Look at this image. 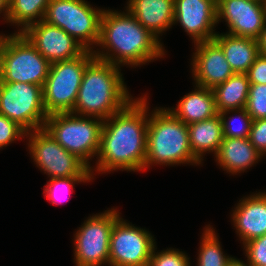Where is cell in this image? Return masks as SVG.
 Instances as JSON below:
<instances>
[{
    "mask_svg": "<svg viewBox=\"0 0 266 266\" xmlns=\"http://www.w3.org/2000/svg\"><path fill=\"white\" fill-rule=\"evenodd\" d=\"M137 99L104 120L95 168L98 172L145 169L150 114H147V98Z\"/></svg>",
    "mask_w": 266,
    "mask_h": 266,
    "instance_id": "cell-1",
    "label": "cell"
},
{
    "mask_svg": "<svg viewBox=\"0 0 266 266\" xmlns=\"http://www.w3.org/2000/svg\"><path fill=\"white\" fill-rule=\"evenodd\" d=\"M126 11L103 10L97 46L104 47L106 53L93 50L94 56L118 67L121 64L138 66L164 56L160 40Z\"/></svg>",
    "mask_w": 266,
    "mask_h": 266,
    "instance_id": "cell-2",
    "label": "cell"
},
{
    "mask_svg": "<svg viewBox=\"0 0 266 266\" xmlns=\"http://www.w3.org/2000/svg\"><path fill=\"white\" fill-rule=\"evenodd\" d=\"M119 68L94 57L86 66L71 113L105 120L133 100Z\"/></svg>",
    "mask_w": 266,
    "mask_h": 266,
    "instance_id": "cell-3",
    "label": "cell"
},
{
    "mask_svg": "<svg viewBox=\"0 0 266 266\" xmlns=\"http://www.w3.org/2000/svg\"><path fill=\"white\" fill-rule=\"evenodd\" d=\"M146 144L145 169L153 164H201L191 151L188 125L169 108L155 109L148 117Z\"/></svg>",
    "mask_w": 266,
    "mask_h": 266,
    "instance_id": "cell-4",
    "label": "cell"
},
{
    "mask_svg": "<svg viewBox=\"0 0 266 266\" xmlns=\"http://www.w3.org/2000/svg\"><path fill=\"white\" fill-rule=\"evenodd\" d=\"M51 63L22 33L0 35V82L44 85Z\"/></svg>",
    "mask_w": 266,
    "mask_h": 266,
    "instance_id": "cell-5",
    "label": "cell"
},
{
    "mask_svg": "<svg viewBox=\"0 0 266 266\" xmlns=\"http://www.w3.org/2000/svg\"><path fill=\"white\" fill-rule=\"evenodd\" d=\"M103 124L101 118L67 112L48 115L44 128L63 148L82 160L92 176L88 160L99 153Z\"/></svg>",
    "mask_w": 266,
    "mask_h": 266,
    "instance_id": "cell-6",
    "label": "cell"
},
{
    "mask_svg": "<svg viewBox=\"0 0 266 266\" xmlns=\"http://www.w3.org/2000/svg\"><path fill=\"white\" fill-rule=\"evenodd\" d=\"M94 57L93 51L86 50L76 58L51 63L42 87L47 115L73 111L86 66Z\"/></svg>",
    "mask_w": 266,
    "mask_h": 266,
    "instance_id": "cell-7",
    "label": "cell"
},
{
    "mask_svg": "<svg viewBox=\"0 0 266 266\" xmlns=\"http://www.w3.org/2000/svg\"><path fill=\"white\" fill-rule=\"evenodd\" d=\"M103 9L93 8L85 0H50L43 21L62 28L87 50L98 45Z\"/></svg>",
    "mask_w": 266,
    "mask_h": 266,
    "instance_id": "cell-8",
    "label": "cell"
},
{
    "mask_svg": "<svg viewBox=\"0 0 266 266\" xmlns=\"http://www.w3.org/2000/svg\"><path fill=\"white\" fill-rule=\"evenodd\" d=\"M0 114L26 132L44 128L48 117L42 86L23 82H0Z\"/></svg>",
    "mask_w": 266,
    "mask_h": 266,
    "instance_id": "cell-9",
    "label": "cell"
},
{
    "mask_svg": "<svg viewBox=\"0 0 266 266\" xmlns=\"http://www.w3.org/2000/svg\"><path fill=\"white\" fill-rule=\"evenodd\" d=\"M30 135V136H28ZM30 155L50 178L91 176L90 168L77 156L63 148L45 128L27 132Z\"/></svg>",
    "mask_w": 266,
    "mask_h": 266,
    "instance_id": "cell-10",
    "label": "cell"
},
{
    "mask_svg": "<svg viewBox=\"0 0 266 266\" xmlns=\"http://www.w3.org/2000/svg\"><path fill=\"white\" fill-rule=\"evenodd\" d=\"M120 213L114 208L88 217L75 233L74 254L76 266L109 264L110 234Z\"/></svg>",
    "mask_w": 266,
    "mask_h": 266,
    "instance_id": "cell-11",
    "label": "cell"
},
{
    "mask_svg": "<svg viewBox=\"0 0 266 266\" xmlns=\"http://www.w3.org/2000/svg\"><path fill=\"white\" fill-rule=\"evenodd\" d=\"M118 218L111 230L109 264L111 266H148L155 247L153 236Z\"/></svg>",
    "mask_w": 266,
    "mask_h": 266,
    "instance_id": "cell-12",
    "label": "cell"
},
{
    "mask_svg": "<svg viewBox=\"0 0 266 266\" xmlns=\"http://www.w3.org/2000/svg\"><path fill=\"white\" fill-rule=\"evenodd\" d=\"M22 34L50 63L76 58L87 50L62 28L43 20L28 26Z\"/></svg>",
    "mask_w": 266,
    "mask_h": 266,
    "instance_id": "cell-13",
    "label": "cell"
},
{
    "mask_svg": "<svg viewBox=\"0 0 266 266\" xmlns=\"http://www.w3.org/2000/svg\"><path fill=\"white\" fill-rule=\"evenodd\" d=\"M216 12L235 36L257 39L266 24V5L254 0H216Z\"/></svg>",
    "mask_w": 266,
    "mask_h": 266,
    "instance_id": "cell-14",
    "label": "cell"
},
{
    "mask_svg": "<svg viewBox=\"0 0 266 266\" xmlns=\"http://www.w3.org/2000/svg\"><path fill=\"white\" fill-rule=\"evenodd\" d=\"M180 22L195 43L213 40L216 0H175L174 24Z\"/></svg>",
    "mask_w": 266,
    "mask_h": 266,
    "instance_id": "cell-15",
    "label": "cell"
},
{
    "mask_svg": "<svg viewBox=\"0 0 266 266\" xmlns=\"http://www.w3.org/2000/svg\"><path fill=\"white\" fill-rule=\"evenodd\" d=\"M195 47L192 73L196 85L212 89L235 74L214 40L196 43Z\"/></svg>",
    "mask_w": 266,
    "mask_h": 266,
    "instance_id": "cell-16",
    "label": "cell"
},
{
    "mask_svg": "<svg viewBox=\"0 0 266 266\" xmlns=\"http://www.w3.org/2000/svg\"><path fill=\"white\" fill-rule=\"evenodd\" d=\"M240 201L233 210L232 220L245 244L266 234V193H255Z\"/></svg>",
    "mask_w": 266,
    "mask_h": 266,
    "instance_id": "cell-17",
    "label": "cell"
},
{
    "mask_svg": "<svg viewBox=\"0 0 266 266\" xmlns=\"http://www.w3.org/2000/svg\"><path fill=\"white\" fill-rule=\"evenodd\" d=\"M127 10L158 40L174 24L175 0H129Z\"/></svg>",
    "mask_w": 266,
    "mask_h": 266,
    "instance_id": "cell-18",
    "label": "cell"
},
{
    "mask_svg": "<svg viewBox=\"0 0 266 266\" xmlns=\"http://www.w3.org/2000/svg\"><path fill=\"white\" fill-rule=\"evenodd\" d=\"M216 161L227 173H241L258 162L262 155L250 143L249 138L223 137Z\"/></svg>",
    "mask_w": 266,
    "mask_h": 266,
    "instance_id": "cell-19",
    "label": "cell"
},
{
    "mask_svg": "<svg viewBox=\"0 0 266 266\" xmlns=\"http://www.w3.org/2000/svg\"><path fill=\"white\" fill-rule=\"evenodd\" d=\"M213 40L221 47L234 73L246 74L260 54L257 39L216 34Z\"/></svg>",
    "mask_w": 266,
    "mask_h": 266,
    "instance_id": "cell-20",
    "label": "cell"
},
{
    "mask_svg": "<svg viewBox=\"0 0 266 266\" xmlns=\"http://www.w3.org/2000/svg\"><path fill=\"white\" fill-rule=\"evenodd\" d=\"M169 109L178 119L189 125L210 119L218 114L212 89L196 85L176 106Z\"/></svg>",
    "mask_w": 266,
    "mask_h": 266,
    "instance_id": "cell-21",
    "label": "cell"
},
{
    "mask_svg": "<svg viewBox=\"0 0 266 266\" xmlns=\"http://www.w3.org/2000/svg\"><path fill=\"white\" fill-rule=\"evenodd\" d=\"M189 142L193 156L201 163L205 152L216 155L223 140L222 122L219 114L188 125Z\"/></svg>",
    "mask_w": 266,
    "mask_h": 266,
    "instance_id": "cell-22",
    "label": "cell"
},
{
    "mask_svg": "<svg viewBox=\"0 0 266 266\" xmlns=\"http://www.w3.org/2000/svg\"><path fill=\"white\" fill-rule=\"evenodd\" d=\"M250 81L247 74L235 73L225 82L212 88L218 113L245 108Z\"/></svg>",
    "mask_w": 266,
    "mask_h": 266,
    "instance_id": "cell-23",
    "label": "cell"
},
{
    "mask_svg": "<svg viewBox=\"0 0 266 266\" xmlns=\"http://www.w3.org/2000/svg\"><path fill=\"white\" fill-rule=\"evenodd\" d=\"M49 3L50 0H9L7 20L21 26L18 33H22L28 26L44 19Z\"/></svg>",
    "mask_w": 266,
    "mask_h": 266,
    "instance_id": "cell-24",
    "label": "cell"
},
{
    "mask_svg": "<svg viewBox=\"0 0 266 266\" xmlns=\"http://www.w3.org/2000/svg\"><path fill=\"white\" fill-rule=\"evenodd\" d=\"M197 266H227L233 257L223 254L213 228L205 227L200 244Z\"/></svg>",
    "mask_w": 266,
    "mask_h": 266,
    "instance_id": "cell-25",
    "label": "cell"
},
{
    "mask_svg": "<svg viewBox=\"0 0 266 266\" xmlns=\"http://www.w3.org/2000/svg\"><path fill=\"white\" fill-rule=\"evenodd\" d=\"M229 112H234V110H226L219 112V117L222 122V129H223V137H230V138H249L251 126L253 123V119L248 114L245 108L237 109L235 110L236 113H238V118H241V122L239 124V127L234 125L235 119L234 117H228L227 120V114ZM237 118V119H238Z\"/></svg>",
    "mask_w": 266,
    "mask_h": 266,
    "instance_id": "cell-26",
    "label": "cell"
},
{
    "mask_svg": "<svg viewBox=\"0 0 266 266\" xmlns=\"http://www.w3.org/2000/svg\"><path fill=\"white\" fill-rule=\"evenodd\" d=\"M93 176H71L67 178H50L44 188L45 197L52 204H60L63 202L65 193L71 192L73 184L76 182H89ZM65 199V198H64Z\"/></svg>",
    "mask_w": 266,
    "mask_h": 266,
    "instance_id": "cell-27",
    "label": "cell"
},
{
    "mask_svg": "<svg viewBox=\"0 0 266 266\" xmlns=\"http://www.w3.org/2000/svg\"><path fill=\"white\" fill-rule=\"evenodd\" d=\"M245 109L253 120L266 118V84L250 83Z\"/></svg>",
    "mask_w": 266,
    "mask_h": 266,
    "instance_id": "cell-28",
    "label": "cell"
},
{
    "mask_svg": "<svg viewBox=\"0 0 266 266\" xmlns=\"http://www.w3.org/2000/svg\"><path fill=\"white\" fill-rule=\"evenodd\" d=\"M148 266H190V262L188 256L178 249L156 253L154 247Z\"/></svg>",
    "mask_w": 266,
    "mask_h": 266,
    "instance_id": "cell-29",
    "label": "cell"
},
{
    "mask_svg": "<svg viewBox=\"0 0 266 266\" xmlns=\"http://www.w3.org/2000/svg\"><path fill=\"white\" fill-rule=\"evenodd\" d=\"M249 266H266V234L244 244Z\"/></svg>",
    "mask_w": 266,
    "mask_h": 266,
    "instance_id": "cell-30",
    "label": "cell"
},
{
    "mask_svg": "<svg viewBox=\"0 0 266 266\" xmlns=\"http://www.w3.org/2000/svg\"><path fill=\"white\" fill-rule=\"evenodd\" d=\"M27 132L17 123L0 114V149L14 140L25 137Z\"/></svg>",
    "mask_w": 266,
    "mask_h": 266,
    "instance_id": "cell-31",
    "label": "cell"
},
{
    "mask_svg": "<svg viewBox=\"0 0 266 266\" xmlns=\"http://www.w3.org/2000/svg\"><path fill=\"white\" fill-rule=\"evenodd\" d=\"M249 140L262 156L266 154V118L253 120Z\"/></svg>",
    "mask_w": 266,
    "mask_h": 266,
    "instance_id": "cell-32",
    "label": "cell"
},
{
    "mask_svg": "<svg viewBox=\"0 0 266 266\" xmlns=\"http://www.w3.org/2000/svg\"><path fill=\"white\" fill-rule=\"evenodd\" d=\"M246 74L250 83L266 84V55L259 54Z\"/></svg>",
    "mask_w": 266,
    "mask_h": 266,
    "instance_id": "cell-33",
    "label": "cell"
},
{
    "mask_svg": "<svg viewBox=\"0 0 266 266\" xmlns=\"http://www.w3.org/2000/svg\"><path fill=\"white\" fill-rule=\"evenodd\" d=\"M257 42L260 54L266 55V24L259 37L257 38Z\"/></svg>",
    "mask_w": 266,
    "mask_h": 266,
    "instance_id": "cell-34",
    "label": "cell"
},
{
    "mask_svg": "<svg viewBox=\"0 0 266 266\" xmlns=\"http://www.w3.org/2000/svg\"><path fill=\"white\" fill-rule=\"evenodd\" d=\"M8 1L9 0H0V14L4 12V17L6 21L8 22Z\"/></svg>",
    "mask_w": 266,
    "mask_h": 266,
    "instance_id": "cell-35",
    "label": "cell"
},
{
    "mask_svg": "<svg viewBox=\"0 0 266 266\" xmlns=\"http://www.w3.org/2000/svg\"><path fill=\"white\" fill-rule=\"evenodd\" d=\"M227 266H249V265L233 257L232 260L227 264Z\"/></svg>",
    "mask_w": 266,
    "mask_h": 266,
    "instance_id": "cell-36",
    "label": "cell"
},
{
    "mask_svg": "<svg viewBox=\"0 0 266 266\" xmlns=\"http://www.w3.org/2000/svg\"><path fill=\"white\" fill-rule=\"evenodd\" d=\"M254 1H256V2H259V3H262V4L266 5V0H254Z\"/></svg>",
    "mask_w": 266,
    "mask_h": 266,
    "instance_id": "cell-37",
    "label": "cell"
}]
</instances>
